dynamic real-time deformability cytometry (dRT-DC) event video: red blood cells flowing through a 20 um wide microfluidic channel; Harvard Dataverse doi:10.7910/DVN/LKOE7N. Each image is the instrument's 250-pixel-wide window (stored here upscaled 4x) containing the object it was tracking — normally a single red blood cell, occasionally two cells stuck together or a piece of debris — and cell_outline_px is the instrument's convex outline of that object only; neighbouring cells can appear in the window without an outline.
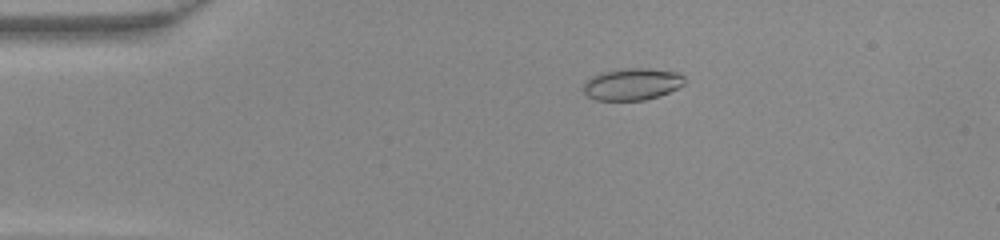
{"species": "common noctule bat (a hibernating species)", "species_latin": "Nyctalus noctula", "temperature_condition": "warm", "stored_images_in_passage": 40, "camera_frame_rate_fps": 3000, "um_per_image_px": 0.085, "animal": {"sex": "female", "body_mass_g": 22.0, "forearm_length_mm": 56.7}, "frame": {"image": 1, "passage_image": 1, "time_ms": 0.0, "image_size_px": [1000, 240], "cell_outline_px": [[684, 84], [660, 96], [644, 100], [596, 100], [588, 96], [580, 88], [592, 76], [600, 72], [624, 68], [648, 68], [680, 72], [684, 76]], "centroid_in_image_um": [53.72, 7.14], "position_along_channel_um": 31.3, "area_um2": 18.96}}
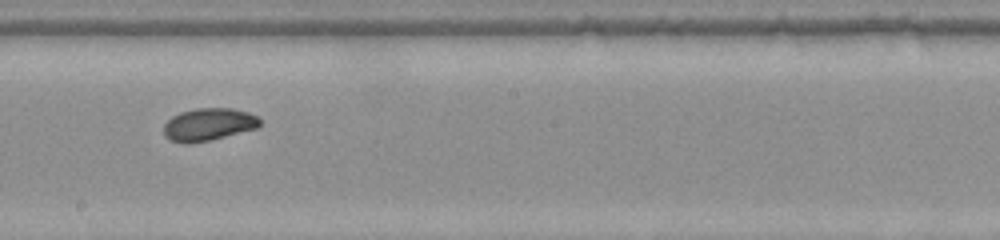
{"frame": {"image": 2, "passage_image": 19, "time_ms": 6.0, "image_size_px": [1000, 240], "cell_outline_px": [[260, 124], [256, 128], [208, 140], [172, 140], [164, 136], [164, 124], [172, 116], [180, 112], [196, 108], [232, 108], [248, 112], [256, 116], [260, 120]], "centroid_in_image_um": [17.74, 10.52], "position_along_channel_um": 230.5, "area_um2": 17.46}}
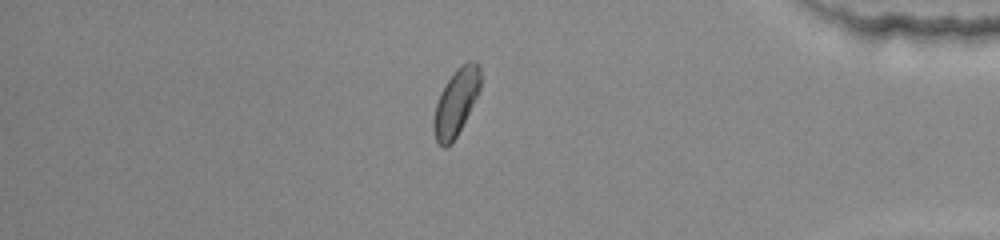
{"frame": {"image": 3, "passage_image": 33, "time_ms": 10.667, "image_size_px": [1000, 240], "cell_outline_px": [[480, 88], [452, 144], [444, 148], [436, 140], [432, 128], [432, 120], [436, 104], [440, 92], [456, 68], [460, 64], [468, 60], [476, 60], [480, 64]], "centroid_in_image_um": [38.74, 8.65], "position_along_channel_um": 396.5, "area_um2": 18.03}}